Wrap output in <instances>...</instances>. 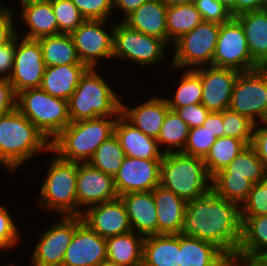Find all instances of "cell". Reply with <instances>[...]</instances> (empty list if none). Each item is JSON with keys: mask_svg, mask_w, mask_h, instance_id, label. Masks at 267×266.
Masks as SVG:
<instances>
[{"mask_svg": "<svg viewBox=\"0 0 267 266\" xmlns=\"http://www.w3.org/2000/svg\"><path fill=\"white\" fill-rule=\"evenodd\" d=\"M144 239L133 230L105 238L106 259L121 266H142Z\"/></svg>", "mask_w": 267, "mask_h": 266, "instance_id": "f1b7e54d", "label": "cell"}, {"mask_svg": "<svg viewBox=\"0 0 267 266\" xmlns=\"http://www.w3.org/2000/svg\"><path fill=\"white\" fill-rule=\"evenodd\" d=\"M194 70L201 77V104L210 112H222L228 109L234 84L240 72L214 66H203Z\"/></svg>", "mask_w": 267, "mask_h": 266, "instance_id": "e0dca14e", "label": "cell"}, {"mask_svg": "<svg viewBox=\"0 0 267 266\" xmlns=\"http://www.w3.org/2000/svg\"><path fill=\"white\" fill-rule=\"evenodd\" d=\"M80 217L82 222L103 238L132 231L126 206L120 197L90 206Z\"/></svg>", "mask_w": 267, "mask_h": 266, "instance_id": "ac0fdd59", "label": "cell"}, {"mask_svg": "<svg viewBox=\"0 0 267 266\" xmlns=\"http://www.w3.org/2000/svg\"><path fill=\"white\" fill-rule=\"evenodd\" d=\"M179 258L180 234L145 237L142 266H179Z\"/></svg>", "mask_w": 267, "mask_h": 266, "instance_id": "4316f807", "label": "cell"}, {"mask_svg": "<svg viewBox=\"0 0 267 266\" xmlns=\"http://www.w3.org/2000/svg\"><path fill=\"white\" fill-rule=\"evenodd\" d=\"M201 22V15L193 3L167 7L166 28L168 45L192 31Z\"/></svg>", "mask_w": 267, "mask_h": 266, "instance_id": "d6a6232c", "label": "cell"}, {"mask_svg": "<svg viewBox=\"0 0 267 266\" xmlns=\"http://www.w3.org/2000/svg\"><path fill=\"white\" fill-rule=\"evenodd\" d=\"M166 12L167 6L162 0H150L129 14L123 22L130 28L167 43Z\"/></svg>", "mask_w": 267, "mask_h": 266, "instance_id": "d4e9b609", "label": "cell"}, {"mask_svg": "<svg viewBox=\"0 0 267 266\" xmlns=\"http://www.w3.org/2000/svg\"><path fill=\"white\" fill-rule=\"evenodd\" d=\"M265 171L264 164L258 158L251 145L244 148L223 170L214 176H238L250 180L253 184L260 182Z\"/></svg>", "mask_w": 267, "mask_h": 266, "instance_id": "e575fe53", "label": "cell"}, {"mask_svg": "<svg viewBox=\"0 0 267 266\" xmlns=\"http://www.w3.org/2000/svg\"><path fill=\"white\" fill-rule=\"evenodd\" d=\"M107 20L86 19L70 35L81 63L96 68L98 60L113 58L114 25L108 32Z\"/></svg>", "mask_w": 267, "mask_h": 266, "instance_id": "4fadbf2b", "label": "cell"}, {"mask_svg": "<svg viewBox=\"0 0 267 266\" xmlns=\"http://www.w3.org/2000/svg\"><path fill=\"white\" fill-rule=\"evenodd\" d=\"M132 230L143 237L157 234V209L152 191L130 192L120 196Z\"/></svg>", "mask_w": 267, "mask_h": 266, "instance_id": "7402d4cb", "label": "cell"}, {"mask_svg": "<svg viewBox=\"0 0 267 266\" xmlns=\"http://www.w3.org/2000/svg\"><path fill=\"white\" fill-rule=\"evenodd\" d=\"M219 31L220 24L202 21L192 31L181 36L173 43L175 50L169 71L212 66Z\"/></svg>", "mask_w": 267, "mask_h": 266, "instance_id": "ba28073f", "label": "cell"}, {"mask_svg": "<svg viewBox=\"0 0 267 266\" xmlns=\"http://www.w3.org/2000/svg\"><path fill=\"white\" fill-rule=\"evenodd\" d=\"M15 223L7 207L0 205V251L18 245L19 229Z\"/></svg>", "mask_w": 267, "mask_h": 266, "instance_id": "bcb514c9", "label": "cell"}, {"mask_svg": "<svg viewBox=\"0 0 267 266\" xmlns=\"http://www.w3.org/2000/svg\"><path fill=\"white\" fill-rule=\"evenodd\" d=\"M222 266H256L252 261L250 260H244L238 257H228Z\"/></svg>", "mask_w": 267, "mask_h": 266, "instance_id": "9f6ffc18", "label": "cell"}, {"mask_svg": "<svg viewBox=\"0 0 267 266\" xmlns=\"http://www.w3.org/2000/svg\"><path fill=\"white\" fill-rule=\"evenodd\" d=\"M85 17L93 20H111L113 0H71Z\"/></svg>", "mask_w": 267, "mask_h": 266, "instance_id": "f6af8a7d", "label": "cell"}, {"mask_svg": "<svg viewBox=\"0 0 267 266\" xmlns=\"http://www.w3.org/2000/svg\"><path fill=\"white\" fill-rule=\"evenodd\" d=\"M16 108L51 142L70 123L68 101L41 88L17 94Z\"/></svg>", "mask_w": 267, "mask_h": 266, "instance_id": "52a82bcc", "label": "cell"}, {"mask_svg": "<svg viewBox=\"0 0 267 266\" xmlns=\"http://www.w3.org/2000/svg\"><path fill=\"white\" fill-rule=\"evenodd\" d=\"M252 262L256 266H267V250L259 253L253 260Z\"/></svg>", "mask_w": 267, "mask_h": 266, "instance_id": "6f0895ef", "label": "cell"}, {"mask_svg": "<svg viewBox=\"0 0 267 266\" xmlns=\"http://www.w3.org/2000/svg\"><path fill=\"white\" fill-rule=\"evenodd\" d=\"M21 7L20 19L28 26V31L22 37L36 39L58 34L57 19L54 15L51 1L19 5Z\"/></svg>", "mask_w": 267, "mask_h": 266, "instance_id": "f546056e", "label": "cell"}, {"mask_svg": "<svg viewBox=\"0 0 267 266\" xmlns=\"http://www.w3.org/2000/svg\"><path fill=\"white\" fill-rule=\"evenodd\" d=\"M181 234L210 242L235 257L242 238L240 205L211 190L187 203Z\"/></svg>", "mask_w": 267, "mask_h": 266, "instance_id": "6da1fadb", "label": "cell"}, {"mask_svg": "<svg viewBox=\"0 0 267 266\" xmlns=\"http://www.w3.org/2000/svg\"><path fill=\"white\" fill-rule=\"evenodd\" d=\"M125 104L121 101V115L145 135L157 139L170 109L166 97H150L133 108Z\"/></svg>", "mask_w": 267, "mask_h": 266, "instance_id": "ffe728a7", "label": "cell"}, {"mask_svg": "<svg viewBox=\"0 0 267 266\" xmlns=\"http://www.w3.org/2000/svg\"><path fill=\"white\" fill-rule=\"evenodd\" d=\"M217 137L203 125L189 130L183 153L204 159Z\"/></svg>", "mask_w": 267, "mask_h": 266, "instance_id": "b9f144b4", "label": "cell"}, {"mask_svg": "<svg viewBox=\"0 0 267 266\" xmlns=\"http://www.w3.org/2000/svg\"><path fill=\"white\" fill-rule=\"evenodd\" d=\"M51 0H20V5L36 4V3H46Z\"/></svg>", "mask_w": 267, "mask_h": 266, "instance_id": "91938a15", "label": "cell"}, {"mask_svg": "<svg viewBox=\"0 0 267 266\" xmlns=\"http://www.w3.org/2000/svg\"><path fill=\"white\" fill-rule=\"evenodd\" d=\"M14 264H7V265H4V266H13ZM0 266H3V265H0Z\"/></svg>", "mask_w": 267, "mask_h": 266, "instance_id": "e7e4bbea", "label": "cell"}, {"mask_svg": "<svg viewBox=\"0 0 267 266\" xmlns=\"http://www.w3.org/2000/svg\"><path fill=\"white\" fill-rule=\"evenodd\" d=\"M45 179L40 185L41 208L52 210L61 216H77V172L78 162L59 158L51 150Z\"/></svg>", "mask_w": 267, "mask_h": 266, "instance_id": "8992f818", "label": "cell"}, {"mask_svg": "<svg viewBox=\"0 0 267 266\" xmlns=\"http://www.w3.org/2000/svg\"><path fill=\"white\" fill-rule=\"evenodd\" d=\"M222 116L224 136L240 139L251 145L255 122L229 108L222 111Z\"/></svg>", "mask_w": 267, "mask_h": 266, "instance_id": "ab89813d", "label": "cell"}, {"mask_svg": "<svg viewBox=\"0 0 267 266\" xmlns=\"http://www.w3.org/2000/svg\"><path fill=\"white\" fill-rule=\"evenodd\" d=\"M251 146L267 169V121L255 123Z\"/></svg>", "mask_w": 267, "mask_h": 266, "instance_id": "681fc988", "label": "cell"}, {"mask_svg": "<svg viewBox=\"0 0 267 266\" xmlns=\"http://www.w3.org/2000/svg\"><path fill=\"white\" fill-rule=\"evenodd\" d=\"M98 266H121V265H118L117 263L106 259V260H103Z\"/></svg>", "mask_w": 267, "mask_h": 266, "instance_id": "be15d7a7", "label": "cell"}, {"mask_svg": "<svg viewBox=\"0 0 267 266\" xmlns=\"http://www.w3.org/2000/svg\"><path fill=\"white\" fill-rule=\"evenodd\" d=\"M189 130L190 127L178 116L175 110L169 109L157 138L159 147H167H164V153L183 151Z\"/></svg>", "mask_w": 267, "mask_h": 266, "instance_id": "d590c367", "label": "cell"}, {"mask_svg": "<svg viewBox=\"0 0 267 266\" xmlns=\"http://www.w3.org/2000/svg\"><path fill=\"white\" fill-rule=\"evenodd\" d=\"M242 26L252 60L267 67V11H249L234 17Z\"/></svg>", "mask_w": 267, "mask_h": 266, "instance_id": "cb8c5ba5", "label": "cell"}, {"mask_svg": "<svg viewBox=\"0 0 267 266\" xmlns=\"http://www.w3.org/2000/svg\"><path fill=\"white\" fill-rule=\"evenodd\" d=\"M259 183L267 190V169H265L263 177L260 179Z\"/></svg>", "mask_w": 267, "mask_h": 266, "instance_id": "6125c7cd", "label": "cell"}, {"mask_svg": "<svg viewBox=\"0 0 267 266\" xmlns=\"http://www.w3.org/2000/svg\"><path fill=\"white\" fill-rule=\"evenodd\" d=\"M46 67L83 64L79 60L70 34L59 33L38 39Z\"/></svg>", "mask_w": 267, "mask_h": 266, "instance_id": "1f68e13d", "label": "cell"}, {"mask_svg": "<svg viewBox=\"0 0 267 266\" xmlns=\"http://www.w3.org/2000/svg\"><path fill=\"white\" fill-rule=\"evenodd\" d=\"M168 44L157 37L130 28L123 21L114 24L113 58L142 67L153 66L166 57Z\"/></svg>", "mask_w": 267, "mask_h": 266, "instance_id": "9c48e42d", "label": "cell"}, {"mask_svg": "<svg viewBox=\"0 0 267 266\" xmlns=\"http://www.w3.org/2000/svg\"><path fill=\"white\" fill-rule=\"evenodd\" d=\"M193 4L199 11L202 21L223 24L233 18L229 7L220 0H193Z\"/></svg>", "mask_w": 267, "mask_h": 266, "instance_id": "7bdbcfd3", "label": "cell"}, {"mask_svg": "<svg viewBox=\"0 0 267 266\" xmlns=\"http://www.w3.org/2000/svg\"><path fill=\"white\" fill-rule=\"evenodd\" d=\"M106 258L105 238L81 221L74 230L62 266H98Z\"/></svg>", "mask_w": 267, "mask_h": 266, "instance_id": "d6986e66", "label": "cell"}, {"mask_svg": "<svg viewBox=\"0 0 267 266\" xmlns=\"http://www.w3.org/2000/svg\"><path fill=\"white\" fill-rule=\"evenodd\" d=\"M241 217L267 214V190L258 182L253 184L247 199L240 206Z\"/></svg>", "mask_w": 267, "mask_h": 266, "instance_id": "ee69618b", "label": "cell"}, {"mask_svg": "<svg viewBox=\"0 0 267 266\" xmlns=\"http://www.w3.org/2000/svg\"><path fill=\"white\" fill-rule=\"evenodd\" d=\"M6 6L0 5V47L10 42L16 35L18 29L13 18L14 12Z\"/></svg>", "mask_w": 267, "mask_h": 266, "instance_id": "c3c4849f", "label": "cell"}, {"mask_svg": "<svg viewBox=\"0 0 267 266\" xmlns=\"http://www.w3.org/2000/svg\"><path fill=\"white\" fill-rule=\"evenodd\" d=\"M191 128L203 125L210 111L203 104H191L183 107H169Z\"/></svg>", "mask_w": 267, "mask_h": 266, "instance_id": "7dc6e473", "label": "cell"}, {"mask_svg": "<svg viewBox=\"0 0 267 266\" xmlns=\"http://www.w3.org/2000/svg\"><path fill=\"white\" fill-rule=\"evenodd\" d=\"M267 0H234V17L239 14L265 9Z\"/></svg>", "mask_w": 267, "mask_h": 266, "instance_id": "f5cc1de1", "label": "cell"}, {"mask_svg": "<svg viewBox=\"0 0 267 266\" xmlns=\"http://www.w3.org/2000/svg\"><path fill=\"white\" fill-rule=\"evenodd\" d=\"M97 71L89 68L68 100L71 122L98 117H118L121 97Z\"/></svg>", "mask_w": 267, "mask_h": 266, "instance_id": "5b68a950", "label": "cell"}, {"mask_svg": "<svg viewBox=\"0 0 267 266\" xmlns=\"http://www.w3.org/2000/svg\"><path fill=\"white\" fill-rule=\"evenodd\" d=\"M227 7H229L232 16L234 17V0H220Z\"/></svg>", "mask_w": 267, "mask_h": 266, "instance_id": "94428289", "label": "cell"}, {"mask_svg": "<svg viewBox=\"0 0 267 266\" xmlns=\"http://www.w3.org/2000/svg\"><path fill=\"white\" fill-rule=\"evenodd\" d=\"M20 36L18 32L13 68L8 78L16 95L23 90L40 88L46 69L39 41Z\"/></svg>", "mask_w": 267, "mask_h": 266, "instance_id": "5bb4252c", "label": "cell"}, {"mask_svg": "<svg viewBox=\"0 0 267 266\" xmlns=\"http://www.w3.org/2000/svg\"><path fill=\"white\" fill-rule=\"evenodd\" d=\"M253 183L238 176H213L212 190L220 197L240 206L247 199Z\"/></svg>", "mask_w": 267, "mask_h": 266, "instance_id": "f35d334b", "label": "cell"}, {"mask_svg": "<svg viewBox=\"0 0 267 266\" xmlns=\"http://www.w3.org/2000/svg\"><path fill=\"white\" fill-rule=\"evenodd\" d=\"M59 219V220H58ZM38 237L31 254L32 266H62L80 216H60Z\"/></svg>", "mask_w": 267, "mask_h": 266, "instance_id": "7c38bea8", "label": "cell"}, {"mask_svg": "<svg viewBox=\"0 0 267 266\" xmlns=\"http://www.w3.org/2000/svg\"><path fill=\"white\" fill-rule=\"evenodd\" d=\"M119 198L114 177L92 167L87 163H78L77 172V216L93 205Z\"/></svg>", "mask_w": 267, "mask_h": 266, "instance_id": "9a60e30c", "label": "cell"}, {"mask_svg": "<svg viewBox=\"0 0 267 266\" xmlns=\"http://www.w3.org/2000/svg\"><path fill=\"white\" fill-rule=\"evenodd\" d=\"M152 194L157 209V234H180L187 203L160 185L152 190Z\"/></svg>", "mask_w": 267, "mask_h": 266, "instance_id": "603a6c76", "label": "cell"}, {"mask_svg": "<svg viewBox=\"0 0 267 266\" xmlns=\"http://www.w3.org/2000/svg\"><path fill=\"white\" fill-rule=\"evenodd\" d=\"M167 7L193 3V0H162Z\"/></svg>", "mask_w": 267, "mask_h": 266, "instance_id": "680465c9", "label": "cell"}, {"mask_svg": "<svg viewBox=\"0 0 267 266\" xmlns=\"http://www.w3.org/2000/svg\"><path fill=\"white\" fill-rule=\"evenodd\" d=\"M203 126L210 130L217 138L224 136L222 112H210Z\"/></svg>", "mask_w": 267, "mask_h": 266, "instance_id": "db71d44e", "label": "cell"}, {"mask_svg": "<svg viewBox=\"0 0 267 266\" xmlns=\"http://www.w3.org/2000/svg\"><path fill=\"white\" fill-rule=\"evenodd\" d=\"M161 160L125 156L120 169L114 176L119 197L130 192L152 191L159 186Z\"/></svg>", "mask_w": 267, "mask_h": 266, "instance_id": "2e32d148", "label": "cell"}, {"mask_svg": "<svg viewBox=\"0 0 267 266\" xmlns=\"http://www.w3.org/2000/svg\"><path fill=\"white\" fill-rule=\"evenodd\" d=\"M248 145L240 139L222 136L216 139L203 159L209 174L213 177L226 168L229 163Z\"/></svg>", "mask_w": 267, "mask_h": 266, "instance_id": "836d02e7", "label": "cell"}, {"mask_svg": "<svg viewBox=\"0 0 267 266\" xmlns=\"http://www.w3.org/2000/svg\"><path fill=\"white\" fill-rule=\"evenodd\" d=\"M88 69L84 64L46 67L40 88L54 97L68 101Z\"/></svg>", "mask_w": 267, "mask_h": 266, "instance_id": "484cf974", "label": "cell"}, {"mask_svg": "<svg viewBox=\"0 0 267 266\" xmlns=\"http://www.w3.org/2000/svg\"><path fill=\"white\" fill-rule=\"evenodd\" d=\"M201 99V77L194 69H187L182 73L174 95L171 98H166L169 107H183L191 104H200Z\"/></svg>", "mask_w": 267, "mask_h": 266, "instance_id": "74e56055", "label": "cell"}, {"mask_svg": "<svg viewBox=\"0 0 267 266\" xmlns=\"http://www.w3.org/2000/svg\"><path fill=\"white\" fill-rule=\"evenodd\" d=\"M114 134L117 137L125 156L138 159H162L157 139L145 135L129 123L121 114L117 117Z\"/></svg>", "mask_w": 267, "mask_h": 266, "instance_id": "44dd1931", "label": "cell"}, {"mask_svg": "<svg viewBox=\"0 0 267 266\" xmlns=\"http://www.w3.org/2000/svg\"><path fill=\"white\" fill-rule=\"evenodd\" d=\"M229 109L255 123L267 121V67L239 73Z\"/></svg>", "mask_w": 267, "mask_h": 266, "instance_id": "30bf717a", "label": "cell"}, {"mask_svg": "<svg viewBox=\"0 0 267 266\" xmlns=\"http://www.w3.org/2000/svg\"><path fill=\"white\" fill-rule=\"evenodd\" d=\"M212 66L239 72L259 68L252 60L243 28L234 17L229 22L220 24Z\"/></svg>", "mask_w": 267, "mask_h": 266, "instance_id": "8fae6325", "label": "cell"}, {"mask_svg": "<svg viewBox=\"0 0 267 266\" xmlns=\"http://www.w3.org/2000/svg\"><path fill=\"white\" fill-rule=\"evenodd\" d=\"M124 158V150L121 148L115 134H113L98 146L88 163L92 167L114 177L120 169Z\"/></svg>", "mask_w": 267, "mask_h": 266, "instance_id": "8d00e7d4", "label": "cell"}, {"mask_svg": "<svg viewBox=\"0 0 267 266\" xmlns=\"http://www.w3.org/2000/svg\"><path fill=\"white\" fill-rule=\"evenodd\" d=\"M58 34H71L86 19L71 0H51Z\"/></svg>", "mask_w": 267, "mask_h": 266, "instance_id": "60d3db41", "label": "cell"}, {"mask_svg": "<svg viewBox=\"0 0 267 266\" xmlns=\"http://www.w3.org/2000/svg\"><path fill=\"white\" fill-rule=\"evenodd\" d=\"M117 117L71 122L51 142L50 150L67 161L87 163L98 146L114 134Z\"/></svg>", "mask_w": 267, "mask_h": 266, "instance_id": "3957f363", "label": "cell"}, {"mask_svg": "<svg viewBox=\"0 0 267 266\" xmlns=\"http://www.w3.org/2000/svg\"><path fill=\"white\" fill-rule=\"evenodd\" d=\"M150 0H113L115 10L118 8L124 13L125 19L129 14Z\"/></svg>", "mask_w": 267, "mask_h": 266, "instance_id": "11a10c76", "label": "cell"}, {"mask_svg": "<svg viewBox=\"0 0 267 266\" xmlns=\"http://www.w3.org/2000/svg\"><path fill=\"white\" fill-rule=\"evenodd\" d=\"M241 219L242 238L236 257L252 261L267 250V214Z\"/></svg>", "mask_w": 267, "mask_h": 266, "instance_id": "4dcf8cb0", "label": "cell"}, {"mask_svg": "<svg viewBox=\"0 0 267 266\" xmlns=\"http://www.w3.org/2000/svg\"><path fill=\"white\" fill-rule=\"evenodd\" d=\"M42 151H50V141L17 108L0 116V164L9 173Z\"/></svg>", "mask_w": 267, "mask_h": 266, "instance_id": "7a4b0ae2", "label": "cell"}, {"mask_svg": "<svg viewBox=\"0 0 267 266\" xmlns=\"http://www.w3.org/2000/svg\"><path fill=\"white\" fill-rule=\"evenodd\" d=\"M17 95L8 79H0V116L16 109Z\"/></svg>", "mask_w": 267, "mask_h": 266, "instance_id": "f907efd6", "label": "cell"}, {"mask_svg": "<svg viewBox=\"0 0 267 266\" xmlns=\"http://www.w3.org/2000/svg\"><path fill=\"white\" fill-rule=\"evenodd\" d=\"M227 258L216 245L180 233L179 266H222Z\"/></svg>", "mask_w": 267, "mask_h": 266, "instance_id": "83f0119b", "label": "cell"}, {"mask_svg": "<svg viewBox=\"0 0 267 266\" xmlns=\"http://www.w3.org/2000/svg\"><path fill=\"white\" fill-rule=\"evenodd\" d=\"M16 49V36L0 47V79H8L13 68Z\"/></svg>", "mask_w": 267, "mask_h": 266, "instance_id": "816d5d0a", "label": "cell"}, {"mask_svg": "<svg viewBox=\"0 0 267 266\" xmlns=\"http://www.w3.org/2000/svg\"><path fill=\"white\" fill-rule=\"evenodd\" d=\"M212 179L202 158L182 151L164 153L162 157L159 185L186 203L210 192Z\"/></svg>", "mask_w": 267, "mask_h": 266, "instance_id": "277c9868", "label": "cell"}]
</instances>
